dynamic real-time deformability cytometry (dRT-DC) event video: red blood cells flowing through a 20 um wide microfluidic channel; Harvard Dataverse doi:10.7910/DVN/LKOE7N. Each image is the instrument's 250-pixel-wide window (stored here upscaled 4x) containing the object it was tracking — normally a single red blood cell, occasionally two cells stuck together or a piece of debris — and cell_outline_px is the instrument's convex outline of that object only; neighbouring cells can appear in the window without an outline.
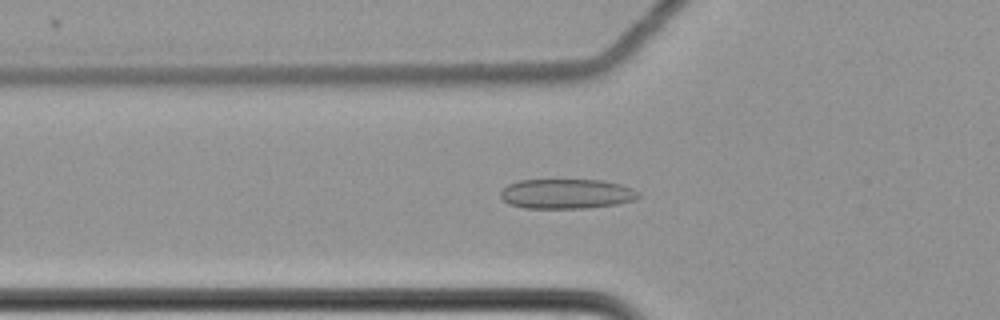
{"species": "common noctule bat (a hibernating species)", "species_latin": "Nyctalus noctula", "temperature_condition": "cold", "stored_images_in_passage": 61, "camera_frame_rate_fps": 3000, "um_per_image_px": 0.085, "animal": {"sex": "female", "body_mass_g": 22.7, "forearm_length_mm": 54.2}, "frame": {"image": 1, "passage_image": 23, "time_ms": 7.333, "image_size_px": [1000, 320], "cell_outline_px": [[640, 196], [636, 200], [616, 204], [588, 208], [524, 208], [508, 204], [500, 196], [500, 192], [508, 184], [520, 180], [600, 180], [620, 184], [632, 188], [640, 192]], "centroid_in_image_um": [48.17, 16.48], "position_along_channel_um": 77.6, "area_um2": 24.04}}
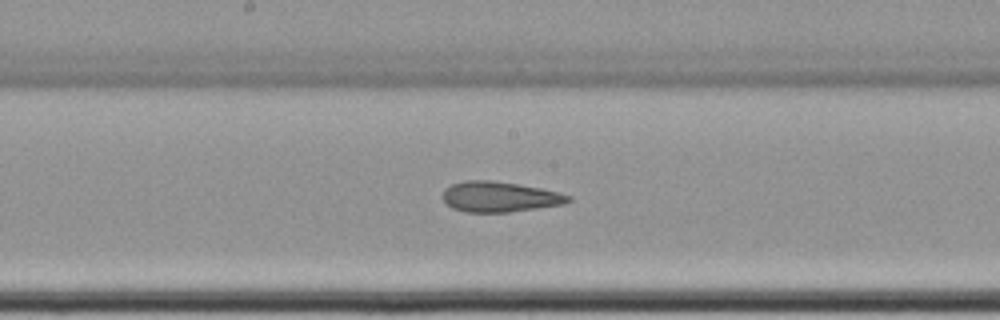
{"frame": {"image": 2, "passage_image": 34, "time_ms": 11.0, "image_size_px": [1000, 320], "cell_outline_px": [[572, 200], [564, 204], [508, 212], [464, 212], [452, 208], [444, 200], [444, 188], [452, 184], [464, 180], [492, 180], [540, 188], [560, 192], [572, 196]], "centroid_in_image_um": [42.48, 16.72], "position_along_channel_um": 205.7, "area_um2": 22.2}}
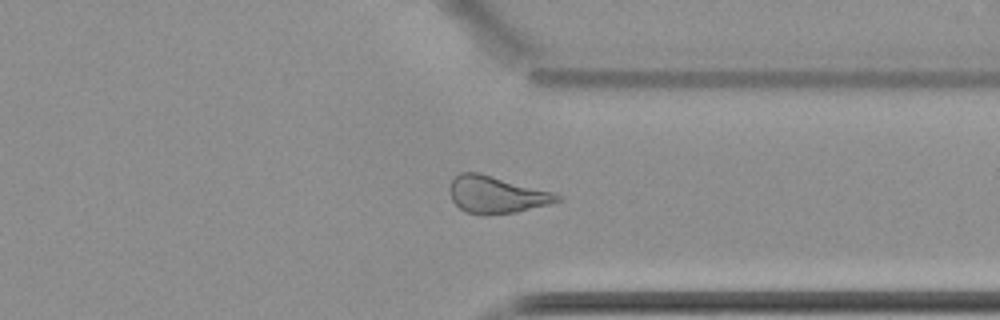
{"frame": {"image": 3, "passage_image": 48, "time_ms": 15.667, "image_size_px": [1000, 320], "cell_outline_px": [[564, 200], [516, 212], [484, 216], [464, 212], [452, 200], [448, 192], [448, 188], [452, 180], [460, 172], [480, 172], [552, 192], [564, 196]], "centroid_in_image_um": [42.17, 16.55], "position_along_channel_um": 369.2, "area_um2": 23.52}, "authors_computed_cell_mechanics": {"area_um2": 24.0448, "velocity_mm_per_s": 3.497, "shape_relaxation_time_tau1_ms": 7.3239, "shape_relaxation_time_tau2_ms": 2.4158, "deformation_change_tau1": 0.097, "deformation_change_tau2": 0.101}}